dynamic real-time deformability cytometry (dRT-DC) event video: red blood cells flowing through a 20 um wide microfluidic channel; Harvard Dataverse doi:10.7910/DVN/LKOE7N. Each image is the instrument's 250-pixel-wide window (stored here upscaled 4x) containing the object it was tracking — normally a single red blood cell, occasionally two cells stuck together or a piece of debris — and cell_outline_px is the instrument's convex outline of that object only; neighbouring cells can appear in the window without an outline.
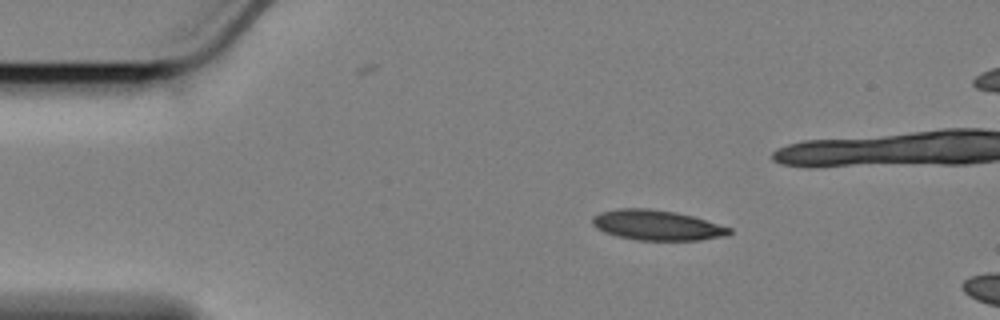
{"species": "Egyptian fruit bat (a non-hibernating species)", "species_latin": "Rousettus aegyptiacus", "temperature_condition": "cold", "stored_images_in_passage": 13, "camera_frame_rate_fps": 3000, "um_per_image_px": 0.085, "animal": {"sex": "female"}, "frame": {"image": 1, "passage_image": 1, "time_ms": 0.0, "image_size_px": [1000, 320], "cell_outline_px": [[732, 232], [728, 236], [700, 240], [636, 240], [616, 236], [604, 232], [596, 228], [592, 224], [592, 216], [600, 212], [620, 208], [648, 208], [676, 212], [692, 216], [732, 228]], "centroid_in_image_um": [55.83, 19.14], "position_along_channel_um": 29.2, "area_um2": 24.22}}
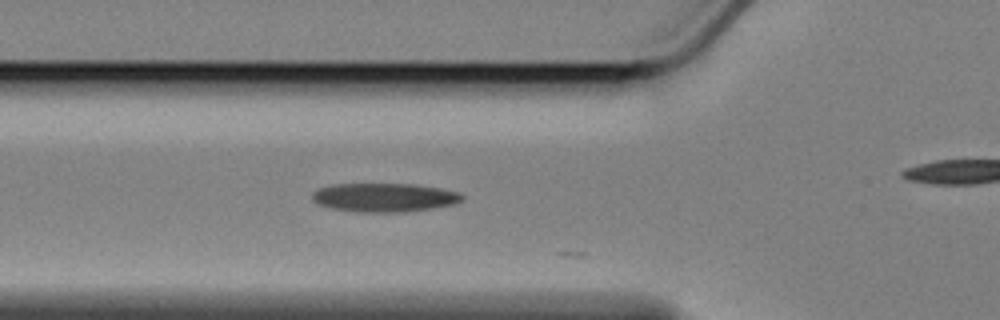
{"frame": {"image": 2, "passage_image": 11, "time_ms": 3.333, "image_size_px": [1000, 320], "cell_outline_px": [[464, 200], [456, 204], [432, 208], [404, 212], [360, 212], [332, 208], [320, 204], [312, 200], [312, 192], [316, 188], [332, 184], [416, 184], [440, 188], [460, 192], [464, 196]], "centroid_in_image_um": [32.69, 16.78], "position_along_channel_um": 93.1, "area_um2": 25.32}}